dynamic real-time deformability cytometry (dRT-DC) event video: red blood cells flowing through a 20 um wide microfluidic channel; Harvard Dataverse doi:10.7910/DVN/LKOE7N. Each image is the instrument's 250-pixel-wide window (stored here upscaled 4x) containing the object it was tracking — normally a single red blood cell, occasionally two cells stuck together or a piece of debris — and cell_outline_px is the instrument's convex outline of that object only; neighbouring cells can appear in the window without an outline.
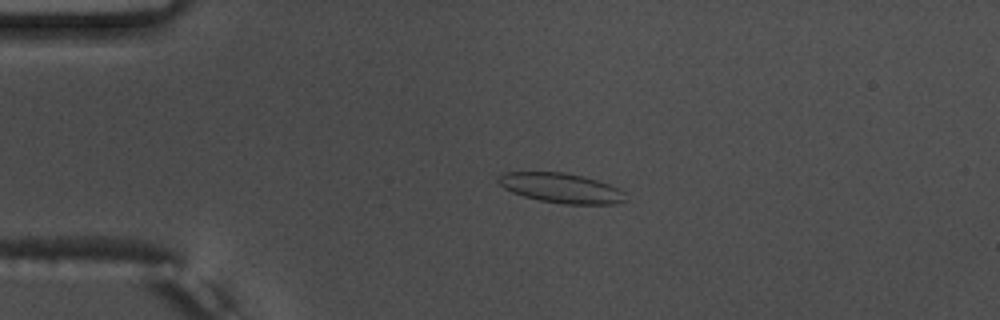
{"species": "common noctule bat (a hibernating species)", "species_latin": "Nyctalus noctula", "temperature_condition": "warm", "stored_images_in_passage": 57, "camera_frame_rate_fps": 3000, "um_per_image_px": 0.085, "animal": {"sex": "male", "body_mass_g": 17.5, "forearm_length_mm": 52.3}, "frame": {"image": 1, "passage_image": 14, "time_ms": 4.333, "image_size_px": [1000, 320], "cell_outline_px": [[628, 200], [616, 204], [564, 204], [540, 200], [524, 196], [512, 192], [504, 188], [496, 180], [504, 172], [564, 172], [596, 180], [608, 184], [624, 192]], "centroid_in_image_um": [47.7, 15.99], "position_along_channel_um": 37.3, "area_um2": 21.91}}
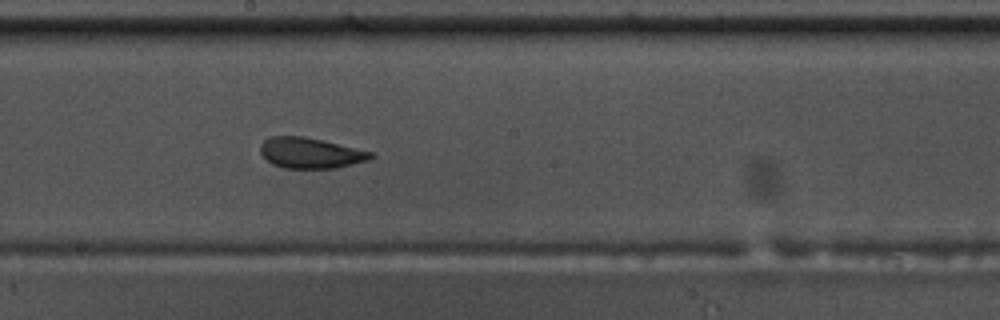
{"frame": {"image": 2, "passage_image": 32, "time_ms": 10.333, "image_size_px": [1000, 320], "cell_outline_px": [[376, 156], [368, 160], [336, 168], [284, 168], [272, 164], [260, 152], [260, 144], [264, 140], [272, 136], [300, 136], [320, 140], [372, 152]], "centroid_in_image_um": [26.37, 13.01], "position_along_channel_um": 221.8, "area_um2": 19.42}}
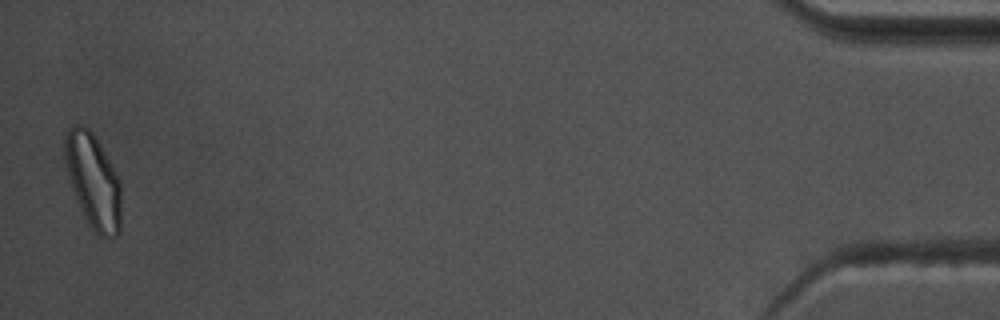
{"frame": {"image": 3, "passage_image": 56, "time_ms": 18.333, "image_size_px": [1000, 320], "cell_outline_px": [[120, 232], [116, 236], [100, 236], [92, 232], [84, 216], [72, 188], [68, 176], [64, 156], [64, 136], [68, 128], [76, 124], [80, 124], [88, 128], [92, 132], [116, 172], [120, 180]], "centroid_in_image_um": [7.9, 15.38], "position_along_channel_um": 427.3, "area_um2": 30.92}, "authors_computed_cell_mechanics": {"area_um2": 21.386, "velocity_mm_per_s": 3.6942, "shape_relaxation_time_tau1_ms": 3.288, "shape_relaxation_time_tau2_ms": 1.374, "deformation_change_tau1": 0.1279, "deformation_change_tau2": 0.0891}}